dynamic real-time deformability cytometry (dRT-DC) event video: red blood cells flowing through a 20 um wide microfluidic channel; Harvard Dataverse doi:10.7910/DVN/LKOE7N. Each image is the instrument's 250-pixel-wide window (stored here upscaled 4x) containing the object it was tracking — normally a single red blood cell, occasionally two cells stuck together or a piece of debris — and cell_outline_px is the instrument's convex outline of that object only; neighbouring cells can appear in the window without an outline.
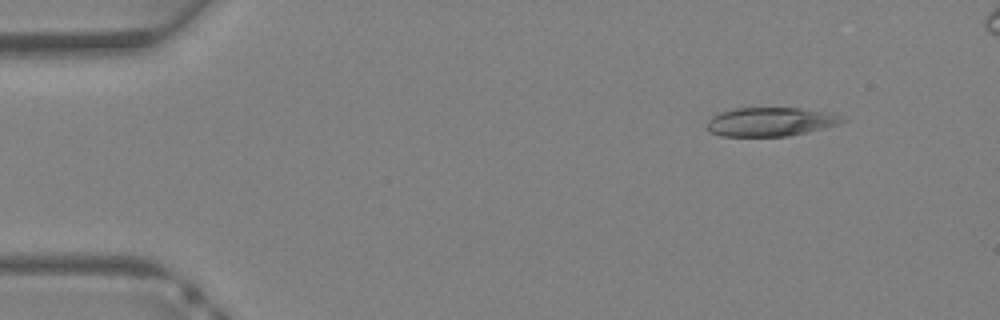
{"species": "Egyptian fruit bat (a non-hibernating species)", "species_latin": "Rousettus aegyptiacus", "temperature_condition": "warm", "stored_images_in_passage": 37, "camera_frame_rate_fps": 3000, "um_per_image_px": 0.085, "animal": {"sex": "female"}, "frame": {"image": 1, "passage_image": 4, "time_ms": 1.0, "image_size_px": [1000, 320], "cell_outline_px": [[848, 120], [840, 124], [824, 128], [788, 136], [720, 136], [712, 132], [704, 124], [712, 116], [720, 112], [736, 108], [800, 108], [828, 112], [840, 116]], "centroid_in_image_um": [65.49, 10.35], "position_along_channel_um": 19.5, "area_um2": 22.77}}
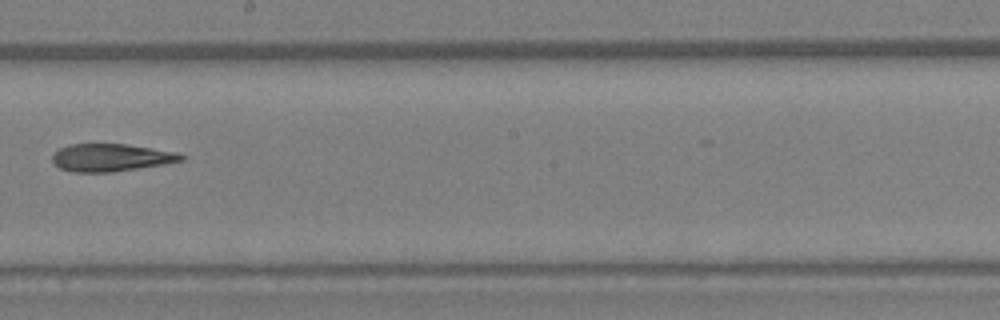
{"frame": {"image": 2, "passage_image": 21, "time_ms": 6.667, "image_size_px": [1000, 320], "cell_outline_px": [[184, 160], [168, 164], [112, 172], [72, 172], [60, 168], [52, 160], [52, 156], [60, 148], [72, 144], [128, 144], [176, 152], [184, 156]], "centroid_in_image_um": [9.47, 13.4], "position_along_channel_um": 238.7, "area_um2": 20.69}}
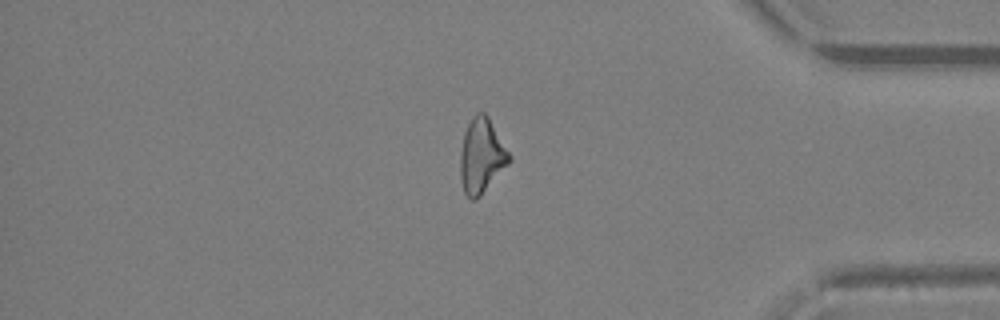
{"frame": {"image": 3, "passage_image": 31, "time_ms": 10.0, "image_size_px": [1000, 320], "cell_outline_px": [[512, 160], [480, 196], [476, 200], [472, 200], [464, 192], [460, 176], [460, 152], [464, 132], [472, 116], [476, 112], [484, 112], [488, 116], [512, 156]], "centroid_in_image_um": [40.94, 13.23], "position_along_channel_um": 394.3, "area_um2": 21.39}}